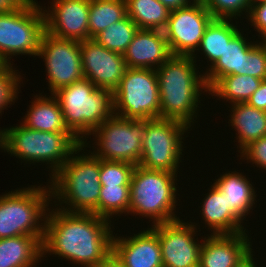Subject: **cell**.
<instances>
[{
  "label": "cell",
  "mask_w": 266,
  "mask_h": 267,
  "mask_svg": "<svg viewBox=\"0 0 266 267\" xmlns=\"http://www.w3.org/2000/svg\"><path fill=\"white\" fill-rule=\"evenodd\" d=\"M173 56L163 31L138 29L123 54L127 68L157 69Z\"/></svg>",
  "instance_id": "19"
},
{
  "label": "cell",
  "mask_w": 266,
  "mask_h": 267,
  "mask_svg": "<svg viewBox=\"0 0 266 267\" xmlns=\"http://www.w3.org/2000/svg\"><path fill=\"white\" fill-rule=\"evenodd\" d=\"M214 19H237L249 16L250 0H202Z\"/></svg>",
  "instance_id": "34"
},
{
  "label": "cell",
  "mask_w": 266,
  "mask_h": 267,
  "mask_svg": "<svg viewBox=\"0 0 266 267\" xmlns=\"http://www.w3.org/2000/svg\"><path fill=\"white\" fill-rule=\"evenodd\" d=\"M43 237L17 236L0 239V267H37L42 262Z\"/></svg>",
  "instance_id": "25"
},
{
  "label": "cell",
  "mask_w": 266,
  "mask_h": 267,
  "mask_svg": "<svg viewBox=\"0 0 266 267\" xmlns=\"http://www.w3.org/2000/svg\"><path fill=\"white\" fill-rule=\"evenodd\" d=\"M135 165L124 161H105L100 159L101 187L130 186Z\"/></svg>",
  "instance_id": "33"
},
{
  "label": "cell",
  "mask_w": 266,
  "mask_h": 267,
  "mask_svg": "<svg viewBox=\"0 0 266 267\" xmlns=\"http://www.w3.org/2000/svg\"><path fill=\"white\" fill-rule=\"evenodd\" d=\"M84 150L85 147L81 144L64 165L49 180L47 179L51 200L56 203L53 206L55 208L68 212L93 213L98 216L101 190L100 158L95 157L87 148L86 151L89 153Z\"/></svg>",
  "instance_id": "3"
},
{
  "label": "cell",
  "mask_w": 266,
  "mask_h": 267,
  "mask_svg": "<svg viewBox=\"0 0 266 267\" xmlns=\"http://www.w3.org/2000/svg\"><path fill=\"white\" fill-rule=\"evenodd\" d=\"M170 11L178 8L185 7L192 3L194 0H159Z\"/></svg>",
  "instance_id": "39"
},
{
  "label": "cell",
  "mask_w": 266,
  "mask_h": 267,
  "mask_svg": "<svg viewBox=\"0 0 266 267\" xmlns=\"http://www.w3.org/2000/svg\"><path fill=\"white\" fill-rule=\"evenodd\" d=\"M59 102L67 129L80 141L114 115L113 92L97 88L83 78L53 94Z\"/></svg>",
  "instance_id": "5"
},
{
  "label": "cell",
  "mask_w": 266,
  "mask_h": 267,
  "mask_svg": "<svg viewBox=\"0 0 266 267\" xmlns=\"http://www.w3.org/2000/svg\"><path fill=\"white\" fill-rule=\"evenodd\" d=\"M144 131L145 120L113 115L90 134L94 136V146L87 141H83L82 145L85 148L93 147L90 152L102 160L124 161L137 166L142 155Z\"/></svg>",
  "instance_id": "11"
},
{
  "label": "cell",
  "mask_w": 266,
  "mask_h": 267,
  "mask_svg": "<svg viewBox=\"0 0 266 267\" xmlns=\"http://www.w3.org/2000/svg\"><path fill=\"white\" fill-rule=\"evenodd\" d=\"M127 15L126 0H90L89 39Z\"/></svg>",
  "instance_id": "29"
},
{
  "label": "cell",
  "mask_w": 266,
  "mask_h": 267,
  "mask_svg": "<svg viewBox=\"0 0 266 267\" xmlns=\"http://www.w3.org/2000/svg\"><path fill=\"white\" fill-rule=\"evenodd\" d=\"M253 252L251 251L236 267H259L256 266L257 263H255V258H253Z\"/></svg>",
  "instance_id": "42"
},
{
  "label": "cell",
  "mask_w": 266,
  "mask_h": 267,
  "mask_svg": "<svg viewBox=\"0 0 266 267\" xmlns=\"http://www.w3.org/2000/svg\"><path fill=\"white\" fill-rule=\"evenodd\" d=\"M212 188V189H211ZM208 193L202 199L200 214L205 227L210 229L211 235L236 234L249 232L244 228V221L231 209L229 201L213 183ZM207 225V226H206Z\"/></svg>",
  "instance_id": "20"
},
{
  "label": "cell",
  "mask_w": 266,
  "mask_h": 267,
  "mask_svg": "<svg viewBox=\"0 0 266 267\" xmlns=\"http://www.w3.org/2000/svg\"><path fill=\"white\" fill-rule=\"evenodd\" d=\"M261 82L262 79L252 77L251 75H227L220 78L209 89L208 94L215 96L217 100L223 99V101H228L231 105L246 103L254 91L259 88Z\"/></svg>",
  "instance_id": "27"
},
{
  "label": "cell",
  "mask_w": 266,
  "mask_h": 267,
  "mask_svg": "<svg viewBox=\"0 0 266 267\" xmlns=\"http://www.w3.org/2000/svg\"><path fill=\"white\" fill-rule=\"evenodd\" d=\"M198 66L191 56H172L155 69L160 118L179 120L190 127L195 124L201 106L200 96L209 93L204 72L201 74Z\"/></svg>",
  "instance_id": "2"
},
{
  "label": "cell",
  "mask_w": 266,
  "mask_h": 267,
  "mask_svg": "<svg viewBox=\"0 0 266 267\" xmlns=\"http://www.w3.org/2000/svg\"><path fill=\"white\" fill-rule=\"evenodd\" d=\"M245 75L266 80V46L260 42L249 49V56L246 59Z\"/></svg>",
  "instance_id": "35"
},
{
  "label": "cell",
  "mask_w": 266,
  "mask_h": 267,
  "mask_svg": "<svg viewBox=\"0 0 266 267\" xmlns=\"http://www.w3.org/2000/svg\"><path fill=\"white\" fill-rule=\"evenodd\" d=\"M50 3L48 10L46 6L42 8L47 33L79 42L89 39L90 0H52Z\"/></svg>",
  "instance_id": "16"
},
{
  "label": "cell",
  "mask_w": 266,
  "mask_h": 267,
  "mask_svg": "<svg viewBox=\"0 0 266 267\" xmlns=\"http://www.w3.org/2000/svg\"><path fill=\"white\" fill-rule=\"evenodd\" d=\"M213 19L202 0H194L185 7L171 10L163 33L173 56L195 54Z\"/></svg>",
  "instance_id": "13"
},
{
  "label": "cell",
  "mask_w": 266,
  "mask_h": 267,
  "mask_svg": "<svg viewBox=\"0 0 266 267\" xmlns=\"http://www.w3.org/2000/svg\"><path fill=\"white\" fill-rule=\"evenodd\" d=\"M13 64H0V114L4 109L14 105L18 99V93L22 80L19 70ZM20 84V85H19ZM9 105V106H8Z\"/></svg>",
  "instance_id": "32"
},
{
  "label": "cell",
  "mask_w": 266,
  "mask_h": 267,
  "mask_svg": "<svg viewBox=\"0 0 266 267\" xmlns=\"http://www.w3.org/2000/svg\"><path fill=\"white\" fill-rule=\"evenodd\" d=\"M258 1H261V0H250L251 4L255 3V2H258Z\"/></svg>",
  "instance_id": "44"
},
{
  "label": "cell",
  "mask_w": 266,
  "mask_h": 267,
  "mask_svg": "<svg viewBox=\"0 0 266 267\" xmlns=\"http://www.w3.org/2000/svg\"><path fill=\"white\" fill-rule=\"evenodd\" d=\"M231 114L228 123L236 132L237 149L240 153L252 141L266 136V111L254 108L248 103L230 105Z\"/></svg>",
  "instance_id": "22"
},
{
  "label": "cell",
  "mask_w": 266,
  "mask_h": 267,
  "mask_svg": "<svg viewBox=\"0 0 266 267\" xmlns=\"http://www.w3.org/2000/svg\"><path fill=\"white\" fill-rule=\"evenodd\" d=\"M111 223L115 222L93 213L49 208L42 241V259L47 254H54L81 267L99 264L112 253L114 226Z\"/></svg>",
  "instance_id": "1"
},
{
  "label": "cell",
  "mask_w": 266,
  "mask_h": 267,
  "mask_svg": "<svg viewBox=\"0 0 266 267\" xmlns=\"http://www.w3.org/2000/svg\"><path fill=\"white\" fill-rule=\"evenodd\" d=\"M92 267H124L123 264L111 253L104 261Z\"/></svg>",
  "instance_id": "41"
},
{
  "label": "cell",
  "mask_w": 266,
  "mask_h": 267,
  "mask_svg": "<svg viewBox=\"0 0 266 267\" xmlns=\"http://www.w3.org/2000/svg\"><path fill=\"white\" fill-rule=\"evenodd\" d=\"M197 225V226H196ZM150 227L159 238L162 262L166 267H199L203 240L198 241L197 223L180 218ZM197 227V228H196Z\"/></svg>",
  "instance_id": "14"
},
{
  "label": "cell",
  "mask_w": 266,
  "mask_h": 267,
  "mask_svg": "<svg viewBox=\"0 0 266 267\" xmlns=\"http://www.w3.org/2000/svg\"><path fill=\"white\" fill-rule=\"evenodd\" d=\"M231 172V173H230ZM216 187L225 194L231 209L244 221L257 202L253 183L243 173L228 171L214 180ZM256 201V202H255Z\"/></svg>",
  "instance_id": "24"
},
{
  "label": "cell",
  "mask_w": 266,
  "mask_h": 267,
  "mask_svg": "<svg viewBox=\"0 0 266 267\" xmlns=\"http://www.w3.org/2000/svg\"><path fill=\"white\" fill-rule=\"evenodd\" d=\"M0 129V149L26 164L45 163L52 177L82 144L71 132H43L25 127Z\"/></svg>",
  "instance_id": "4"
},
{
  "label": "cell",
  "mask_w": 266,
  "mask_h": 267,
  "mask_svg": "<svg viewBox=\"0 0 266 267\" xmlns=\"http://www.w3.org/2000/svg\"><path fill=\"white\" fill-rule=\"evenodd\" d=\"M138 29L137 25L126 15L120 21L101 31L93 39L108 50L123 55Z\"/></svg>",
  "instance_id": "30"
},
{
  "label": "cell",
  "mask_w": 266,
  "mask_h": 267,
  "mask_svg": "<svg viewBox=\"0 0 266 267\" xmlns=\"http://www.w3.org/2000/svg\"><path fill=\"white\" fill-rule=\"evenodd\" d=\"M37 56L46 66V82L51 94L84 78L79 41L60 39L45 31Z\"/></svg>",
  "instance_id": "12"
},
{
  "label": "cell",
  "mask_w": 266,
  "mask_h": 267,
  "mask_svg": "<svg viewBox=\"0 0 266 267\" xmlns=\"http://www.w3.org/2000/svg\"><path fill=\"white\" fill-rule=\"evenodd\" d=\"M261 42L266 46V36L261 40Z\"/></svg>",
  "instance_id": "43"
},
{
  "label": "cell",
  "mask_w": 266,
  "mask_h": 267,
  "mask_svg": "<svg viewBox=\"0 0 266 267\" xmlns=\"http://www.w3.org/2000/svg\"><path fill=\"white\" fill-rule=\"evenodd\" d=\"M36 95L21 122L25 127L43 132H70L64 122L59 102L53 94Z\"/></svg>",
  "instance_id": "23"
},
{
  "label": "cell",
  "mask_w": 266,
  "mask_h": 267,
  "mask_svg": "<svg viewBox=\"0 0 266 267\" xmlns=\"http://www.w3.org/2000/svg\"><path fill=\"white\" fill-rule=\"evenodd\" d=\"M202 239L199 267H236L253 250L246 232L207 234Z\"/></svg>",
  "instance_id": "18"
},
{
  "label": "cell",
  "mask_w": 266,
  "mask_h": 267,
  "mask_svg": "<svg viewBox=\"0 0 266 267\" xmlns=\"http://www.w3.org/2000/svg\"><path fill=\"white\" fill-rule=\"evenodd\" d=\"M240 154V160L245 159L248 163L266 170V136L252 141Z\"/></svg>",
  "instance_id": "36"
},
{
  "label": "cell",
  "mask_w": 266,
  "mask_h": 267,
  "mask_svg": "<svg viewBox=\"0 0 266 267\" xmlns=\"http://www.w3.org/2000/svg\"><path fill=\"white\" fill-rule=\"evenodd\" d=\"M126 10L139 29L148 30L163 31L170 14L159 0H126Z\"/></svg>",
  "instance_id": "28"
},
{
  "label": "cell",
  "mask_w": 266,
  "mask_h": 267,
  "mask_svg": "<svg viewBox=\"0 0 266 267\" xmlns=\"http://www.w3.org/2000/svg\"><path fill=\"white\" fill-rule=\"evenodd\" d=\"M246 103L254 108L266 111V80H262L259 88L254 91Z\"/></svg>",
  "instance_id": "38"
},
{
  "label": "cell",
  "mask_w": 266,
  "mask_h": 267,
  "mask_svg": "<svg viewBox=\"0 0 266 267\" xmlns=\"http://www.w3.org/2000/svg\"><path fill=\"white\" fill-rule=\"evenodd\" d=\"M36 0H25L18 8L0 13V62L11 64L17 55L36 57L45 32L44 13Z\"/></svg>",
  "instance_id": "8"
},
{
  "label": "cell",
  "mask_w": 266,
  "mask_h": 267,
  "mask_svg": "<svg viewBox=\"0 0 266 267\" xmlns=\"http://www.w3.org/2000/svg\"><path fill=\"white\" fill-rule=\"evenodd\" d=\"M178 173L135 166L130 183L128 214L149 218L152 224L179 219L176 206Z\"/></svg>",
  "instance_id": "6"
},
{
  "label": "cell",
  "mask_w": 266,
  "mask_h": 267,
  "mask_svg": "<svg viewBox=\"0 0 266 267\" xmlns=\"http://www.w3.org/2000/svg\"><path fill=\"white\" fill-rule=\"evenodd\" d=\"M248 21L251 27L259 34L260 41L266 36V0H261L251 4ZM261 37V38H259Z\"/></svg>",
  "instance_id": "37"
},
{
  "label": "cell",
  "mask_w": 266,
  "mask_h": 267,
  "mask_svg": "<svg viewBox=\"0 0 266 267\" xmlns=\"http://www.w3.org/2000/svg\"><path fill=\"white\" fill-rule=\"evenodd\" d=\"M46 185H31L0 195V239L44 237L46 215L53 201Z\"/></svg>",
  "instance_id": "7"
},
{
  "label": "cell",
  "mask_w": 266,
  "mask_h": 267,
  "mask_svg": "<svg viewBox=\"0 0 266 267\" xmlns=\"http://www.w3.org/2000/svg\"><path fill=\"white\" fill-rule=\"evenodd\" d=\"M25 0H0V13L18 8Z\"/></svg>",
  "instance_id": "40"
},
{
  "label": "cell",
  "mask_w": 266,
  "mask_h": 267,
  "mask_svg": "<svg viewBox=\"0 0 266 267\" xmlns=\"http://www.w3.org/2000/svg\"><path fill=\"white\" fill-rule=\"evenodd\" d=\"M123 236V237H122ZM113 234L112 253L124 267H162V253L158 235L151 229L132 236Z\"/></svg>",
  "instance_id": "17"
},
{
  "label": "cell",
  "mask_w": 266,
  "mask_h": 267,
  "mask_svg": "<svg viewBox=\"0 0 266 267\" xmlns=\"http://www.w3.org/2000/svg\"><path fill=\"white\" fill-rule=\"evenodd\" d=\"M80 50L84 78L97 88L114 92L127 69L123 55L108 50L94 39L81 41Z\"/></svg>",
  "instance_id": "15"
},
{
  "label": "cell",
  "mask_w": 266,
  "mask_h": 267,
  "mask_svg": "<svg viewBox=\"0 0 266 267\" xmlns=\"http://www.w3.org/2000/svg\"><path fill=\"white\" fill-rule=\"evenodd\" d=\"M237 27V21L235 25L233 19H213L204 32L196 54H193L191 57L197 62L196 55L201 51V54L205 56L204 59L210 63L205 68L207 70L223 55L226 43L241 31Z\"/></svg>",
  "instance_id": "26"
},
{
  "label": "cell",
  "mask_w": 266,
  "mask_h": 267,
  "mask_svg": "<svg viewBox=\"0 0 266 267\" xmlns=\"http://www.w3.org/2000/svg\"><path fill=\"white\" fill-rule=\"evenodd\" d=\"M130 204V186L101 187L98 217L112 221V217L128 215Z\"/></svg>",
  "instance_id": "31"
},
{
  "label": "cell",
  "mask_w": 266,
  "mask_h": 267,
  "mask_svg": "<svg viewBox=\"0 0 266 267\" xmlns=\"http://www.w3.org/2000/svg\"><path fill=\"white\" fill-rule=\"evenodd\" d=\"M239 31L228 43H226L223 55L204 72V78L208 89H210L220 78L227 75H245L246 59L249 49L255 44L247 40ZM250 41V42H249Z\"/></svg>",
  "instance_id": "21"
},
{
  "label": "cell",
  "mask_w": 266,
  "mask_h": 267,
  "mask_svg": "<svg viewBox=\"0 0 266 267\" xmlns=\"http://www.w3.org/2000/svg\"><path fill=\"white\" fill-rule=\"evenodd\" d=\"M192 130L187 124L174 119L145 120L142 155L139 166L149 170L178 173L186 133ZM186 135V136H185ZM185 136V137H183Z\"/></svg>",
  "instance_id": "9"
},
{
  "label": "cell",
  "mask_w": 266,
  "mask_h": 267,
  "mask_svg": "<svg viewBox=\"0 0 266 267\" xmlns=\"http://www.w3.org/2000/svg\"><path fill=\"white\" fill-rule=\"evenodd\" d=\"M114 115L134 120L160 118L159 84L155 69L127 68L113 92Z\"/></svg>",
  "instance_id": "10"
}]
</instances>
